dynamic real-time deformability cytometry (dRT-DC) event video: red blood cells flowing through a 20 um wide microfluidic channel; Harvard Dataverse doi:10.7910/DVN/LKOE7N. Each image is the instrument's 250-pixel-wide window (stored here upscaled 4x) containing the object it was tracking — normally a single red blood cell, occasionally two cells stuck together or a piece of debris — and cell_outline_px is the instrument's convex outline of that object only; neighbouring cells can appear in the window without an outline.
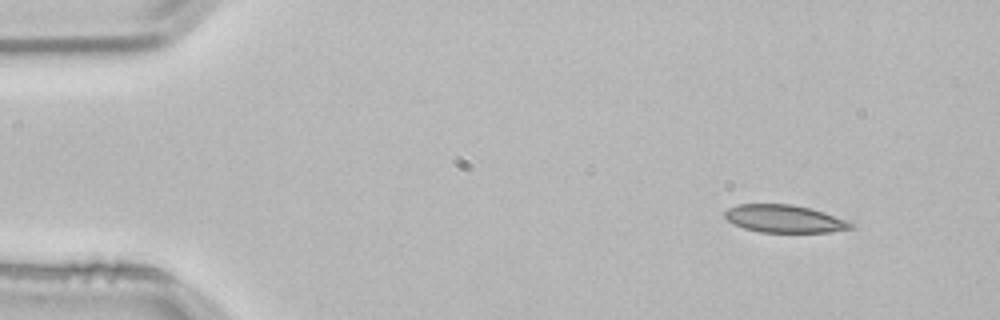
{"species": "common noctule bat (a hibernating species)", "species_latin": "Nyctalus noctula", "temperature_condition": "room temperature", "stored_images_in_passage": 3, "camera_frame_rate_fps": 3000, "um_per_image_px": 0.085, "animal": {"sex": "male", "body_mass_g": 21.5, "forearm_length_mm": 52.0}, "frame": {"image": 1, "passage_image": 1, "time_ms": 0.0, "image_size_px": [1000, 320], "cell_outline_px": [[856, 224], [852, 228], [828, 232], [760, 232], [744, 228], [732, 224], [724, 216], [724, 212], [728, 208], [736, 204], [792, 204], [824, 212]], "centroid_in_image_um": [66.64, 18.59], "position_along_channel_um": 18.4, "area_um2": 20.29}}